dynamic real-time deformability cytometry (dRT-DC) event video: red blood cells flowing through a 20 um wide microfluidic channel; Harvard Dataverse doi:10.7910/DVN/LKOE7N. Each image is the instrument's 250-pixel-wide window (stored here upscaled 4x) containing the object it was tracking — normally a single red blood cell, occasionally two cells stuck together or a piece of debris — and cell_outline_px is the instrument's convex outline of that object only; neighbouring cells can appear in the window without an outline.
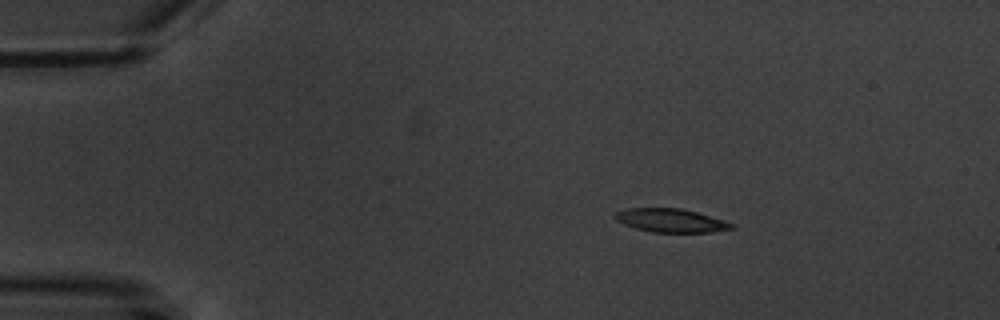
{"species": "common noctule bat (a hibernating species)", "species_latin": "Nyctalus noctula", "temperature_condition": "warm", "stored_images_in_passage": 3, "camera_frame_rate_fps": 3000, "um_per_image_px": 0.085, "animal": {"sex": "male", "body_mass_g": 20.1, "forearm_length_mm": 53.5}, "frame": {"image": 1, "passage_image": 1, "time_ms": 0.0, "image_size_px": [1000, 320], "cell_outline_px": [[736, 228], [712, 232], [652, 232], [636, 228], [624, 224], [616, 220], [616, 212], [628, 208], [680, 208], [696, 212], [724, 220], [732, 224]], "centroid_in_image_um": [57.04, 18.74], "position_along_channel_um": 28.0, "area_um2": 15.78}}